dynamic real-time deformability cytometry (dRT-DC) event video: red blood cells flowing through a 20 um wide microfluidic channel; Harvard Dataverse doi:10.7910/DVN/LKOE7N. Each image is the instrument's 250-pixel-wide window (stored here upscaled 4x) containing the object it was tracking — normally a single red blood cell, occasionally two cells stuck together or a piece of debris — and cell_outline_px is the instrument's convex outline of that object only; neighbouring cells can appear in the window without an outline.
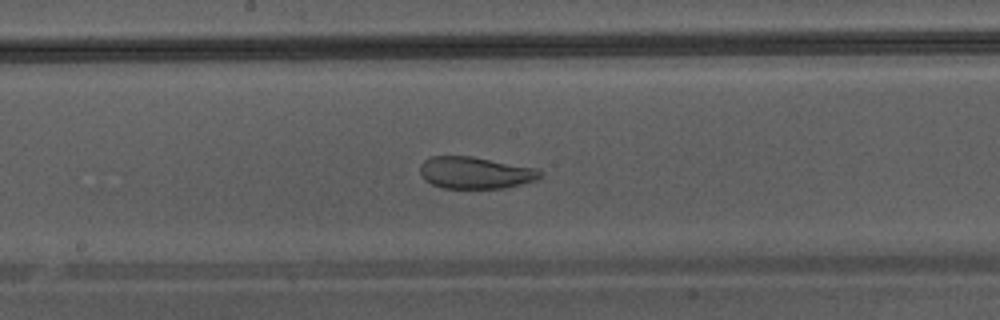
{"species": "Egyptian fruit bat (a non-hibernating species)", "species_latin": "Rousettus aegyptiacus", "temperature_condition": "warm", "stored_images_in_passage": 31, "camera_frame_rate_fps": 3000, "um_per_image_px": 0.085, "animal": {"sex": "male"}, "frame": {"image": 1, "passage_image": 18, "time_ms": 5.667, "image_size_px": [1000, 320], "cell_outline_px": [[544, 176], [536, 180], [504, 188], [444, 188], [432, 184], [424, 180], [420, 172], [420, 164], [424, 160], [432, 156], [472, 156], [536, 168]], "centroid_in_image_um": [40.38, 14.68], "position_along_channel_um": 207.8, "area_um2": 22.31}}
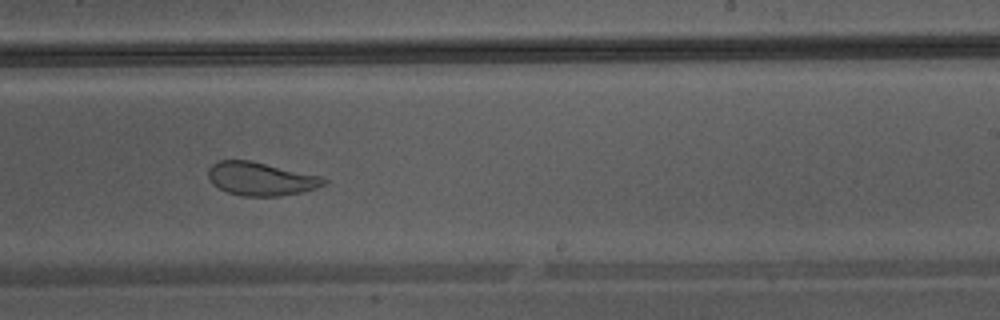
{"frame": {"image": 2, "passage_image": 22, "time_ms": 7.0, "image_size_px": [1000, 320], "cell_outline_px": [[328, 180], [324, 184], [300, 192], [276, 196], [240, 196], [228, 192], [212, 184], [208, 176], [208, 168], [212, 164], [220, 160], [248, 160], [320, 176]], "centroid_in_image_um": [22.1, 15.2], "position_along_channel_um": 266.9, "area_um2": 22.02}}